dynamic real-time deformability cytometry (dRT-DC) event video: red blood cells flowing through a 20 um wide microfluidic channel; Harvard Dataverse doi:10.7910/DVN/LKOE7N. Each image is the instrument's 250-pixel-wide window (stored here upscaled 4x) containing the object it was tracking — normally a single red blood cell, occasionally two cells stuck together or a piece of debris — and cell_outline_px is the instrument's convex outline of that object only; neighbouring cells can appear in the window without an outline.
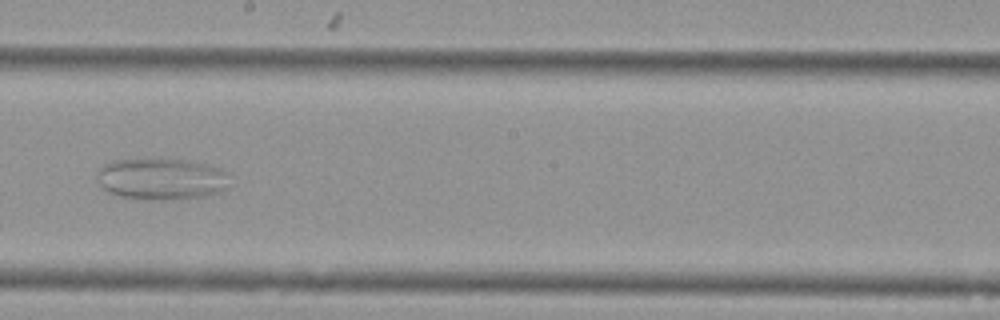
{"species": "Egyptian fruit bat (a non-hibernating species)", "species_latin": "Rousettus aegyptiacus", "temperature_condition": "cold", "stored_images_in_passage": 6, "camera_frame_rate_fps": 3000, "um_per_image_px": 0.085, "animal": {"sex": "female"}, "frame": {"image": 1, "passage_image": 6, "time_ms": 1.667, "image_size_px": [1000, 320], "cell_outline_px": [[228, 188], [220, 192], [204, 196], [164, 200], [148, 200], [120, 196], [108, 192], [100, 184], [96, 172], [104, 164], [112, 160], [184, 160], [204, 164], [220, 168], [224, 172]], "centroid_in_image_um": [13.68, 15.23], "position_along_channel_um": 234.5, "area_um2": 31.62}}